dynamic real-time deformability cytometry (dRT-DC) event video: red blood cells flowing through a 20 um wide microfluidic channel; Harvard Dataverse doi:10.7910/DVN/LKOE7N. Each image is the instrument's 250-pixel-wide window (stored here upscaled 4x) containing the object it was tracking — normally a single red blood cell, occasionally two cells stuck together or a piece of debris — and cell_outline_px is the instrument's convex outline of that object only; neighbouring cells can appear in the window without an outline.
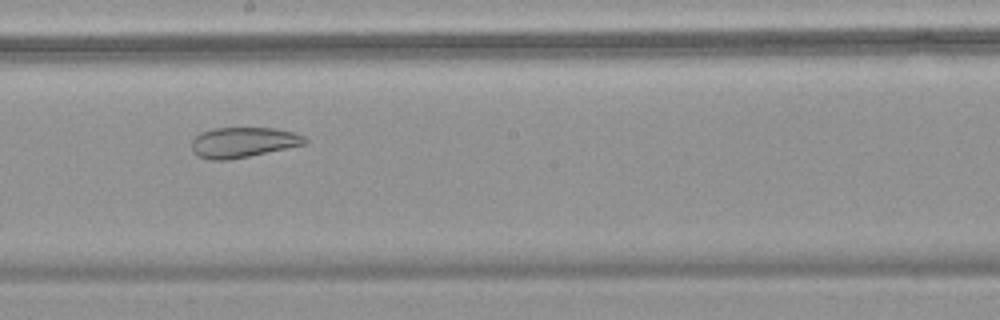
{"species": "common noctule bat (a hibernating species)", "species_latin": "Nyctalus noctula", "temperature_condition": "warm", "stored_images_in_passage": 49, "camera_frame_rate_fps": 3000, "um_per_image_px": 0.085, "animal": {"sex": "female", "body_mass_g": 18.4}, "frame": {"image": 1, "passage_image": 28, "time_ms": 9.0, "image_size_px": [1000, 320], "cell_outline_px": [[308, 140], [304, 144], [248, 156], [228, 160], [208, 160], [196, 156], [192, 152], [192, 140], [200, 132], [212, 128], [276, 128], [296, 132], [304, 136]], "centroid_in_image_um": [20.62, 12.09], "position_along_channel_um": 227.6, "area_um2": 20.06}}
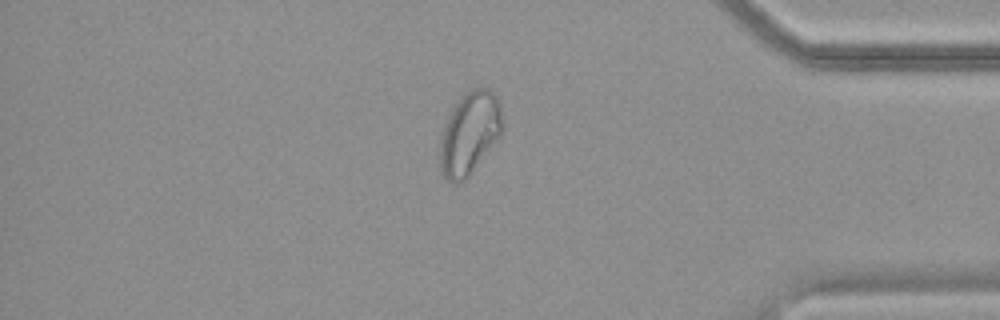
{"frame": {"image": 2, "passage_image": 42, "time_ms": 13.667, "image_size_px": [1000, 320], "cell_outline_px": [[504, 128], [500, 136], [472, 172], [460, 184], [452, 184], [444, 176], [440, 168], [440, 140], [444, 124], [448, 116], [460, 96], [472, 88], [488, 88], [496, 96], [500, 104], [504, 124]], "centroid_in_image_um": [39.92, 11.33], "position_along_channel_um": 395.3, "area_um2": 30.29}}